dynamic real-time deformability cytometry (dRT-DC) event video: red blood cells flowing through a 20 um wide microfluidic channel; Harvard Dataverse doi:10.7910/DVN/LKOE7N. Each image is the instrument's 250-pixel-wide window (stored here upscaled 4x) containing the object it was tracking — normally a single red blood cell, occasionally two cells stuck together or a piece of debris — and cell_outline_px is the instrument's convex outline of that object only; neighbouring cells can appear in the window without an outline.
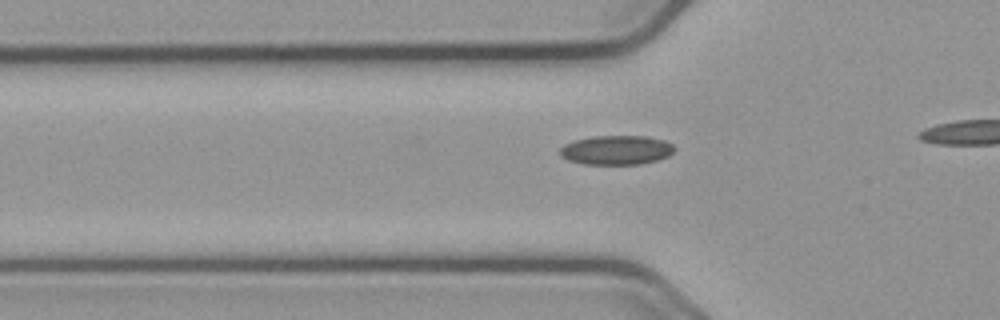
{"species": "common noctule bat (a hibernating species)", "species_latin": "Nyctalus noctula", "temperature_condition": "cold", "stored_images_in_passage": 11, "camera_frame_rate_fps": 3000, "um_per_image_px": 0.085, "animal": {"sex": "male", "body_mass_g": 23.1, "forearm_length_mm": 52.7}, "frame": {"image": 1, "passage_image": 5, "time_ms": 1.333, "image_size_px": [1000, 320], "cell_outline_px": [[676, 148], [668, 156], [656, 160], [640, 164], [584, 164], [568, 160], [560, 156], [560, 148], [564, 144], [576, 140], [592, 136], [648, 136], [664, 140], [672, 144]], "centroid_in_image_um": [52.39, 12.75], "position_along_channel_um": 73.4, "area_um2": 19.54}}
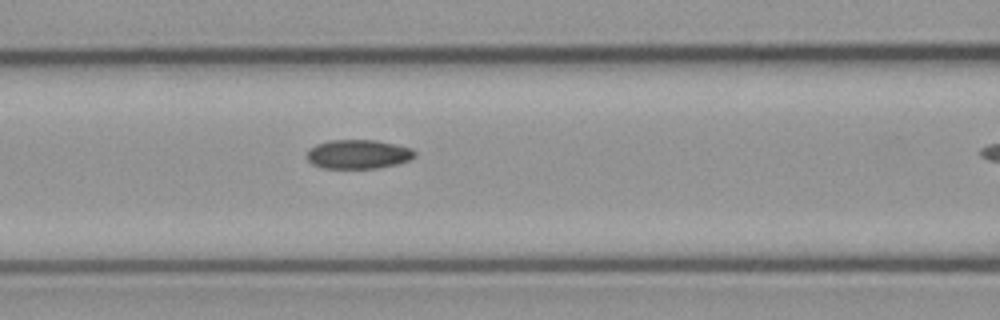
{"frame": {"image": 2, "passage_image": 10, "time_ms": 3.0, "image_size_px": [1000, 320], "cell_outline_px": [[416, 156], [408, 160], [396, 164], [376, 168], [324, 168], [312, 164], [308, 160], [308, 148], [316, 144], [328, 140], [376, 140], [412, 148], [416, 152]], "centroid_in_image_um": [30.44, 13.1], "position_along_channel_um": 136.2, "area_um2": 18.26}}